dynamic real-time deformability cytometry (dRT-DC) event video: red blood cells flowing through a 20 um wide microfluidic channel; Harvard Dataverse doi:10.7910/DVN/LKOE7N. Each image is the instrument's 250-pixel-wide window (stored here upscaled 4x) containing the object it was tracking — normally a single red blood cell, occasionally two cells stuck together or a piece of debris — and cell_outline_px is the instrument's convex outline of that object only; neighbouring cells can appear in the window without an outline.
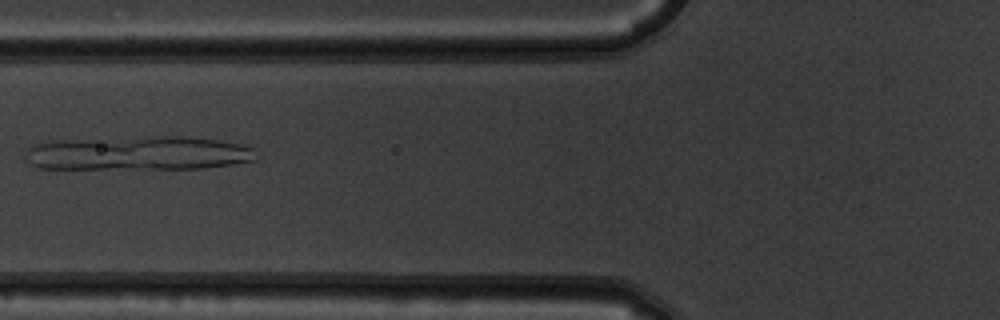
{"species": "common noctule bat (a hibernating species)", "species_latin": "Nyctalus noctula", "temperature_condition": "warm", "stored_images_in_passage": 6, "camera_frame_rate_fps": 3000, "um_per_image_px": 0.085, "animal": {"sex": "male", "body_mass_g": 19.5, "forearm_length_mm": 54.6}, "frame": {"image": 1, "passage_image": 5, "time_ms": 1.333, "image_size_px": [1000, 320], "cell_outline_px": [[256, 160], [232, 164], [204, 168], [40, 168], [32, 164], [24, 156], [28, 148], [36, 144], [64, 140], [152, 136], [184, 136], [216, 140], [240, 144], [252, 148]], "centroid_in_image_um": [11.77, 13.02], "position_along_channel_um": 114.0, "area_um2": 45.2}}